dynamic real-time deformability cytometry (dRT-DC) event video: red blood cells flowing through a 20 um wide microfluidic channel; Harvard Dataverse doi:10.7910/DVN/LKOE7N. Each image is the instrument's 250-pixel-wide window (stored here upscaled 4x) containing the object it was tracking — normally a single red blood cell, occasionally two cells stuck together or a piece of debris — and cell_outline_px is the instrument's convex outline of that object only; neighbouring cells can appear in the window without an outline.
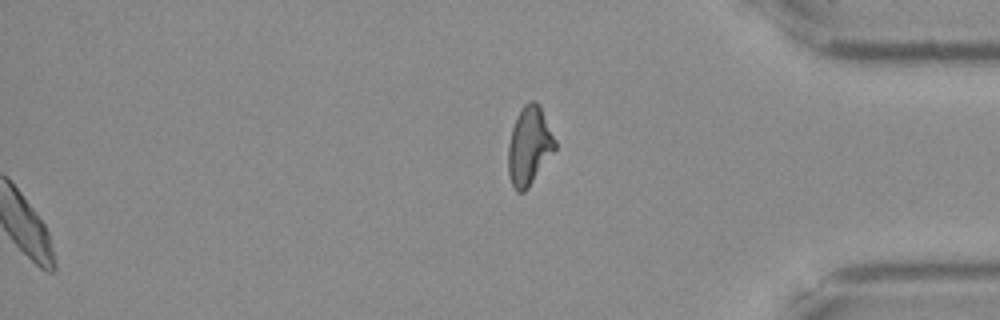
{"species": "Egyptian fruit bat (a non-hibernating species)", "species_latin": "Rousettus aegyptiacus", "temperature_condition": "warm", "stored_images_in_passage": 38, "segment_of_instrument_passage": [2, 2], "camera_frame_rate_fps": 3000, "um_per_image_px": 0.085, "frame": {"image": 1, "passage_image": 38, "time_ms": 12.333, "image_size_px": [1000, 320], "cell_outline_px": [[556, 148], [528, 188], [524, 192], [516, 192], [508, 176], [508, 144], [512, 128], [524, 104], [528, 100], [536, 100], [540, 104], [556, 140]], "centroid_in_image_um": [44.99, 12.39], "position_along_channel_um": 390.2, "area_um2": 21.44}}